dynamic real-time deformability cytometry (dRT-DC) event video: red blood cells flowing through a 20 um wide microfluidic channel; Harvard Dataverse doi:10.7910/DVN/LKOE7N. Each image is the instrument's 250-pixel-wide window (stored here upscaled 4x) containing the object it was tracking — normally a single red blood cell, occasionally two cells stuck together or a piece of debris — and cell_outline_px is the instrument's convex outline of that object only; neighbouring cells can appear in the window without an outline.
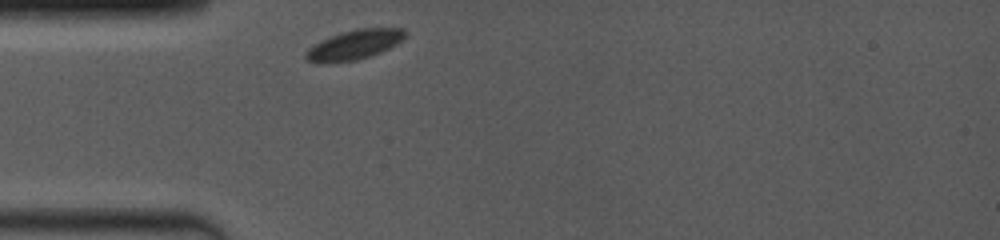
{"species": "common noctule bat (a hibernating species)", "species_latin": "Nyctalus noctula", "temperature_condition": "room temperature", "stored_images_in_passage": 1, "camera_frame_rate_fps": 4000, "um_per_image_px": 0.085, "animal": {"sex": "female", "body_mass_g": 19.0, "forearm_length_mm": 53.3}, "frame": {"image": 1, "passage_image": 1, "time_ms": 0.0, "image_size_px": [1000, 240], "cell_outline_px": [[404, 36], [396, 44], [380, 52], [356, 60], [308, 60], [304, 56], [304, 52], [308, 48], [320, 40], [340, 32], [356, 28], [404, 28]], "centroid_in_image_um": [30.13, 3.74], "position_along_channel_um": 54.9, "area_um2": 16.42}}